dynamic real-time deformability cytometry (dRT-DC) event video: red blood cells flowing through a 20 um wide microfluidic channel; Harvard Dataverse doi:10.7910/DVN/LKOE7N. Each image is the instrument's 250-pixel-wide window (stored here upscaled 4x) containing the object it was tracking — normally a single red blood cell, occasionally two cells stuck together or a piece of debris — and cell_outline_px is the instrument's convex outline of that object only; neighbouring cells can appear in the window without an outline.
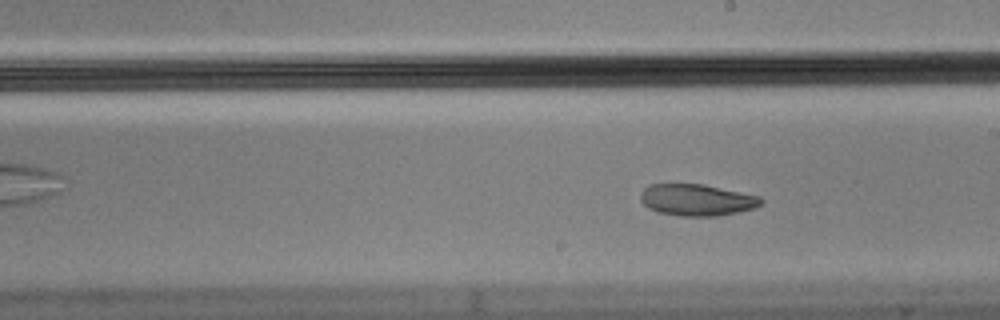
{"species": "Egyptian fruit bat (a non-hibernating species)", "species_latin": "Rousettus aegyptiacus", "temperature_condition": "cold", "stored_images_in_passage": 11, "camera_frame_rate_fps": 3000, "um_per_image_px": 0.085, "animal": {"sex": "male"}, "frame": {"image": 1, "passage_image": 11, "time_ms": 3.333, "image_size_px": [1000, 320], "cell_outline_px": [[764, 200], [756, 208], [716, 216], [680, 216], [656, 212], [648, 208], [640, 200], [640, 192], [648, 184], [704, 184], [760, 196]], "centroid_in_image_um": [59.2, 16.99], "position_along_channel_um": 229.8, "area_um2": 22.37}}